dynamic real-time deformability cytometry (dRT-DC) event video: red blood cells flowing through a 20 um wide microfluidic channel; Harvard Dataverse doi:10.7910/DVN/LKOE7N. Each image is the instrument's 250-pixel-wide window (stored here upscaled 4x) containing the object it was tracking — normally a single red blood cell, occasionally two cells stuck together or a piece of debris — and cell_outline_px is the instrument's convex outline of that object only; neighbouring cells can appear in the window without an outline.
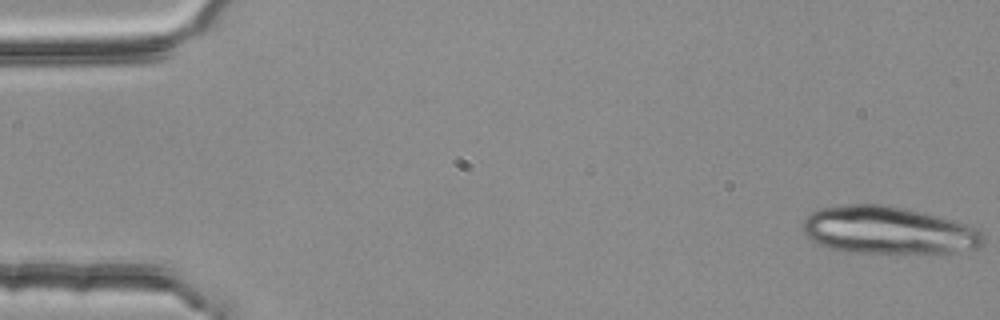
{"species": "common noctule bat (a hibernating species)", "species_latin": "Nyctalus noctula", "temperature_condition": "room temperature", "stored_images_in_passage": 15, "camera_frame_rate_fps": 3000, "um_per_image_px": 0.085, "animal": {"sex": "female", "body_mass_g": 25.1}, "frame": {"image": 1, "passage_image": 1, "time_ms": 0.0, "image_size_px": [1000, 320], "cell_outline_px": [[984, 244], [976, 248], [952, 252], [840, 252], [828, 248], [812, 240], [804, 232], [800, 224], [812, 212], [820, 208], [844, 204], [888, 204], [936, 216], [964, 224], [980, 232], [984, 236]], "centroid_in_image_um": [75.42, 19.57], "position_along_channel_um": 9.6, "area_um2": 49.53}}